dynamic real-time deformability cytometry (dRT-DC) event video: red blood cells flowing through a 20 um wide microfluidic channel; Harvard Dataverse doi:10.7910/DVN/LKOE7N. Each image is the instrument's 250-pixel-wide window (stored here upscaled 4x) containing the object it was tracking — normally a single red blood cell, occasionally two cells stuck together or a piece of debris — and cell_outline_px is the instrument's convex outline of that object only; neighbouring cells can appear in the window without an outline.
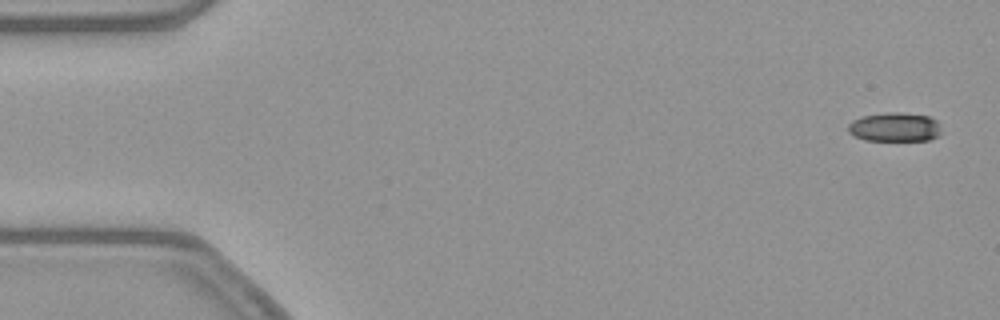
{"species": "common noctule bat (a hibernating species)", "species_latin": "Nyctalus noctula", "temperature_condition": "warm", "stored_images_in_passage": 53, "camera_frame_rate_fps": 3000, "um_per_image_px": 0.085, "animal": {"sex": "female", "body_mass_g": 21.9}, "frame": {"image": 1, "passage_image": 2, "time_ms": 0.333, "image_size_px": [1000, 320], "cell_outline_px": [[940, 132], [936, 136], [928, 140], [864, 140], [848, 132], [848, 124], [852, 120], [864, 116], [892, 112], [896, 112], [928, 116], [936, 120], [940, 128]], "centroid_in_image_um": [76.03, 10.8], "position_along_channel_um": 9.0, "area_um2": 15.49}}
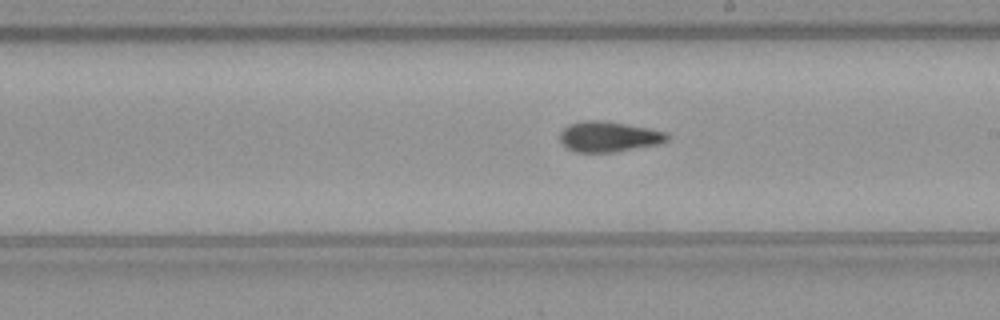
{"frame": {"image": 2, "passage_image": 30, "time_ms": 9.667, "image_size_px": [1000, 320], "cell_outline_px": [[668, 140], [656, 144], [612, 152], [576, 152], [564, 148], [560, 140], [560, 132], [568, 124], [580, 120], [600, 120], [648, 128], [668, 132]], "centroid_in_image_um": [51.67, 11.61], "position_along_channel_um": 237.3, "area_um2": 18.96}}
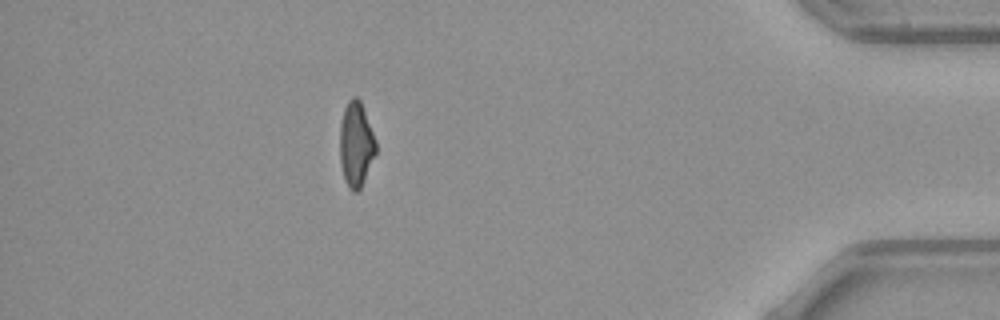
{"frame": {"image": 3, "passage_image": 47, "time_ms": 15.333, "image_size_px": [1000, 320], "cell_outline_px": [[376, 152], [364, 180], [360, 188], [356, 192], [352, 192], [344, 176], [340, 164], [340, 124], [344, 108], [348, 100], [352, 96], [356, 96], [360, 100], [376, 140]], "centroid_in_image_um": [30.26, 12.23], "position_along_channel_um": 404.9, "area_um2": 17.63}, "authors_computed_cell_mechanics": {"area_um2": 18.3226, "velocity_mm_per_s": 3.8934, "shape_relaxation_time_tau1_ms": 7.0252, "shape_relaxation_time_tau2_ms": 2.4353, "deformation_change_tau1": 0.1999, "deformation_change_tau2": 0.099}}